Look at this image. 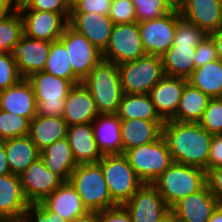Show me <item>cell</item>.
Returning a JSON list of instances; mask_svg holds the SVG:
<instances>
[{"mask_svg":"<svg viewBox=\"0 0 222 222\" xmlns=\"http://www.w3.org/2000/svg\"><path fill=\"white\" fill-rule=\"evenodd\" d=\"M199 123L165 121L161 137L176 163L196 166L208 171L211 138Z\"/></svg>","mask_w":222,"mask_h":222,"instance_id":"cell-1","label":"cell"},{"mask_svg":"<svg viewBox=\"0 0 222 222\" xmlns=\"http://www.w3.org/2000/svg\"><path fill=\"white\" fill-rule=\"evenodd\" d=\"M81 83L92 95L99 114H117L123 91L116 64L102 59Z\"/></svg>","mask_w":222,"mask_h":222,"instance_id":"cell-2","label":"cell"},{"mask_svg":"<svg viewBox=\"0 0 222 222\" xmlns=\"http://www.w3.org/2000/svg\"><path fill=\"white\" fill-rule=\"evenodd\" d=\"M69 182L79 194L84 207L91 214L116 206L98 162L78 164Z\"/></svg>","mask_w":222,"mask_h":222,"instance_id":"cell-3","label":"cell"},{"mask_svg":"<svg viewBox=\"0 0 222 222\" xmlns=\"http://www.w3.org/2000/svg\"><path fill=\"white\" fill-rule=\"evenodd\" d=\"M152 184L171 208L180 199L198 192L206 185V171L174 162Z\"/></svg>","mask_w":222,"mask_h":222,"instance_id":"cell-4","label":"cell"},{"mask_svg":"<svg viewBox=\"0 0 222 222\" xmlns=\"http://www.w3.org/2000/svg\"><path fill=\"white\" fill-rule=\"evenodd\" d=\"M27 79L37 102L36 116L62 117L65 99L75 84L44 71L35 72Z\"/></svg>","mask_w":222,"mask_h":222,"instance_id":"cell-5","label":"cell"},{"mask_svg":"<svg viewBox=\"0 0 222 222\" xmlns=\"http://www.w3.org/2000/svg\"><path fill=\"white\" fill-rule=\"evenodd\" d=\"M118 66L123 93L149 94L165 75L161 56L145 55Z\"/></svg>","mask_w":222,"mask_h":222,"instance_id":"cell-6","label":"cell"},{"mask_svg":"<svg viewBox=\"0 0 222 222\" xmlns=\"http://www.w3.org/2000/svg\"><path fill=\"white\" fill-rule=\"evenodd\" d=\"M116 205H124L144 184L123 154L103 155L98 161Z\"/></svg>","mask_w":222,"mask_h":222,"instance_id":"cell-7","label":"cell"},{"mask_svg":"<svg viewBox=\"0 0 222 222\" xmlns=\"http://www.w3.org/2000/svg\"><path fill=\"white\" fill-rule=\"evenodd\" d=\"M124 155L138 178L147 184H152L174 163L162 137L154 142L132 148L124 152Z\"/></svg>","mask_w":222,"mask_h":222,"instance_id":"cell-8","label":"cell"},{"mask_svg":"<svg viewBox=\"0 0 222 222\" xmlns=\"http://www.w3.org/2000/svg\"><path fill=\"white\" fill-rule=\"evenodd\" d=\"M145 55L138 23L114 24L103 60L119 65Z\"/></svg>","mask_w":222,"mask_h":222,"instance_id":"cell-9","label":"cell"},{"mask_svg":"<svg viewBox=\"0 0 222 222\" xmlns=\"http://www.w3.org/2000/svg\"><path fill=\"white\" fill-rule=\"evenodd\" d=\"M59 40L68 52L73 75L80 82L103 59L102 52L84 35L78 33L69 25L65 27Z\"/></svg>","mask_w":222,"mask_h":222,"instance_id":"cell-10","label":"cell"},{"mask_svg":"<svg viewBox=\"0 0 222 222\" xmlns=\"http://www.w3.org/2000/svg\"><path fill=\"white\" fill-rule=\"evenodd\" d=\"M180 16V11L174 9L158 19L138 23L141 40L147 55L162 56L172 46Z\"/></svg>","mask_w":222,"mask_h":222,"instance_id":"cell-11","label":"cell"},{"mask_svg":"<svg viewBox=\"0 0 222 222\" xmlns=\"http://www.w3.org/2000/svg\"><path fill=\"white\" fill-rule=\"evenodd\" d=\"M19 12L23 21L24 35L32 39L50 42L59 40L70 17V13L39 10H19Z\"/></svg>","mask_w":222,"mask_h":222,"instance_id":"cell-12","label":"cell"},{"mask_svg":"<svg viewBox=\"0 0 222 222\" xmlns=\"http://www.w3.org/2000/svg\"><path fill=\"white\" fill-rule=\"evenodd\" d=\"M19 178L23 193L29 203L42 202L64 183L59 176L46 168L41 157L31 163L19 175Z\"/></svg>","mask_w":222,"mask_h":222,"instance_id":"cell-13","label":"cell"},{"mask_svg":"<svg viewBox=\"0 0 222 222\" xmlns=\"http://www.w3.org/2000/svg\"><path fill=\"white\" fill-rule=\"evenodd\" d=\"M124 206L130 213L131 222H156L170 210L156 187L147 183H144Z\"/></svg>","mask_w":222,"mask_h":222,"instance_id":"cell-14","label":"cell"},{"mask_svg":"<svg viewBox=\"0 0 222 222\" xmlns=\"http://www.w3.org/2000/svg\"><path fill=\"white\" fill-rule=\"evenodd\" d=\"M50 47V41L32 39L26 35L21 37L13 47L11 54L23 78H28L31 74L44 70Z\"/></svg>","mask_w":222,"mask_h":222,"instance_id":"cell-15","label":"cell"},{"mask_svg":"<svg viewBox=\"0 0 222 222\" xmlns=\"http://www.w3.org/2000/svg\"><path fill=\"white\" fill-rule=\"evenodd\" d=\"M218 205L206 184L198 192L180 199L170 209L179 222H208Z\"/></svg>","mask_w":222,"mask_h":222,"instance_id":"cell-16","label":"cell"},{"mask_svg":"<svg viewBox=\"0 0 222 222\" xmlns=\"http://www.w3.org/2000/svg\"><path fill=\"white\" fill-rule=\"evenodd\" d=\"M29 204L18 175L9 173L0 176V219L2 222H22Z\"/></svg>","mask_w":222,"mask_h":222,"instance_id":"cell-17","label":"cell"},{"mask_svg":"<svg viewBox=\"0 0 222 222\" xmlns=\"http://www.w3.org/2000/svg\"><path fill=\"white\" fill-rule=\"evenodd\" d=\"M68 25L103 52L108 45L114 23L109 16L85 12L70 13Z\"/></svg>","mask_w":222,"mask_h":222,"instance_id":"cell-18","label":"cell"},{"mask_svg":"<svg viewBox=\"0 0 222 222\" xmlns=\"http://www.w3.org/2000/svg\"><path fill=\"white\" fill-rule=\"evenodd\" d=\"M179 11L208 35L222 27V0H185Z\"/></svg>","mask_w":222,"mask_h":222,"instance_id":"cell-19","label":"cell"},{"mask_svg":"<svg viewBox=\"0 0 222 222\" xmlns=\"http://www.w3.org/2000/svg\"><path fill=\"white\" fill-rule=\"evenodd\" d=\"M99 112L89 90L82 84H75L65 99L62 118L68 126L92 123Z\"/></svg>","mask_w":222,"mask_h":222,"instance_id":"cell-20","label":"cell"},{"mask_svg":"<svg viewBox=\"0 0 222 222\" xmlns=\"http://www.w3.org/2000/svg\"><path fill=\"white\" fill-rule=\"evenodd\" d=\"M188 80L164 75L150 91L152 103L164 121L171 120L178 108L182 91Z\"/></svg>","mask_w":222,"mask_h":222,"instance_id":"cell-21","label":"cell"},{"mask_svg":"<svg viewBox=\"0 0 222 222\" xmlns=\"http://www.w3.org/2000/svg\"><path fill=\"white\" fill-rule=\"evenodd\" d=\"M37 102L33 87L27 78L7 89L0 91V109L6 112L28 118L36 116Z\"/></svg>","mask_w":222,"mask_h":222,"instance_id":"cell-22","label":"cell"},{"mask_svg":"<svg viewBox=\"0 0 222 222\" xmlns=\"http://www.w3.org/2000/svg\"><path fill=\"white\" fill-rule=\"evenodd\" d=\"M42 203L49 210L59 214L69 222L90 214L70 182H64L59 188L48 195Z\"/></svg>","mask_w":222,"mask_h":222,"instance_id":"cell-23","label":"cell"},{"mask_svg":"<svg viewBox=\"0 0 222 222\" xmlns=\"http://www.w3.org/2000/svg\"><path fill=\"white\" fill-rule=\"evenodd\" d=\"M91 125L102 155L122 154L121 120L117 114H99Z\"/></svg>","mask_w":222,"mask_h":222,"instance_id":"cell-24","label":"cell"},{"mask_svg":"<svg viewBox=\"0 0 222 222\" xmlns=\"http://www.w3.org/2000/svg\"><path fill=\"white\" fill-rule=\"evenodd\" d=\"M165 121L121 120L122 154L132 148L154 142L161 137Z\"/></svg>","mask_w":222,"mask_h":222,"instance_id":"cell-25","label":"cell"},{"mask_svg":"<svg viewBox=\"0 0 222 222\" xmlns=\"http://www.w3.org/2000/svg\"><path fill=\"white\" fill-rule=\"evenodd\" d=\"M67 138L77 164L96 163L102 158L91 123L68 126Z\"/></svg>","mask_w":222,"mask_h":222,"instance_id":"cell-26","label":"cell"},{"mask_svg":"<svg viewBox=\"0 0 222 222\" xmlns=\"http://www.w3.org/2000/svg\"><path fill=\"white\" fill-rule=\"evenodd\" d=\"M40 157L46 168L59 176L64 182H69L70 176L77 167L67 137L40 151Z\"/></svg>","mask_w":222,"mask_h":222,"instance_id":"cell-27","label":"cell"},{"mask_svg":"<svg viewBox=\"0 0 222 222\" xmlns=\"http://www.w3.org/2000/svg\"><path fill=\"white\" fill-rule=\"evenodd\" d=\"M67 123L62 117L35 116L30 121L29 136L39 151L67 137Z\"/></svg>","mask_w":222,"mask_h":222,"instance_id":"cell-28","label":"cell"},{"mask_svg":"<svg viewBox=\"0 0 222 222\" xmlns=\"http://www.w3.org/2000/svg\"><path fill=\"white\" fill-rule=\"evenodd\" d=\"M10 173L20 175L40 157V151L29 135L3 140Z\"/></svg>","mask_w":222,"mask_h":222,"instance_id":"cell-29","label":"cell"},{"mask_svg":"<svg viewBox=\"0 0 222 222\" xmlns=\"http://www.w3.org/2000/svg\"><path fill=\"white\" fill-rule=\"evenodd\" d=\"M195 45H172L162 56L165 75L188 79L195 70Z\"/></svg>","mask_w":222,"mask_h":222,"instance_id":"cell-30","label":"cell"},{"mask_svg":"<svg viewBox=\"0 0 222 222\" xmlns=\"http://www.w3.org/2000/svg\"><path fill=\"white\" fill-rule=\"evenodd\" d=\"M210 99L207 94L187 82L182 91L177 112L171 120L198 123Z\"/></svg>","mask_w":222,"mask_h":222,"instance_id":"cell-31","label":"cell"},{"mask_svg":"<svg viewBox=\"0 0 222 222\" xmlns=\"http://www.w3.org/2000/svg\"><path fill=\"white\" fill-rule=\"evenodd\" d=\"M117 115L120 120L144 119L164 121L158 114L149 94L123 93Z\"/></svg>","mask_w":222,"mask_h":222,"instance_id":"cell-32","label":"cell"},{"mask_svg":"<svg viewBox=\"0 0 222 222\" xmlns=\"http://www.w3.org/2000/svg\"><path fill=\"white\" fill-rule=\"evenodd\" d=\"M187 80L211 99L222 98V60L217 59L196 68Z\"/></svg>","mask_w":222,"mask_h":222,"instance_id":"cell-33","label":"cell"},{"mask_svg":"<svg viewBox=\"0 0 222 222\" xmlns=\"http://www.w3.org/2000/svg\"><path fill=\"white\" fill-rule=\"evenodd\" d=\"M24 35L19 10L0 13V53H11Z\"/></svg>","mask_w":222,"mask_h":222,"instance_id":"cell-34","label":"cell"},{"mask_svg":"<svg viewBox=\"0 0 222 222\" xmlns=\"http://www.w3.org/2000/svg\"><path fill=\"white\" fill-rule=\"evenodd\" d=\"M44 72L56 77L71 80L74 84L81 83L74 75L68 52L60 40L52 41Z\"/></svg>","mask_w":222,"mask_h":222,"instance_id":"cell-35","label":"cell"},{"mask_svg":"<svg viewBox=\"0 0 222 222\" xmlns=\"http://www.w3.org/2000/svg\"><path fill=\"white\" fill-rule=\"evenodd\" d=\"M30 120L0 109V141L29 135Z\"/></svg>","mask_w":222,"mask_h":222,"instance_id":"cell-36","label":"cell"},{"mask_svg":"<svg viewBox=\"0 0 222 222\" xmlns=\"http://www.w3.org/2000/svg\"><path fill=\"white\" fill-rule=\"evenodd\" d=\"M135 7L136 22L158 19L174 9L166 0H131Z\"/></svg>","mask_w":222,"mask_h":222,"instance_id":"cell-37","label":"cell"},{"mask_svg":"<svg viewBox=\"0 0 222 222\" xmlns=\"http://www.w3.org/2000/svg\"><path fill=\"white\" fill-rule=\"evenodd\" d=\"M199 125L211 135L222 134V98L210 99Z\"/></svg>","mask_w":222,"mask_h":222,"instance_id":"cell-38","label":"cell"},{"mask_svg":"<svg viewBox=\"0 0 222 222\" xmlns=\"http://www.w3.org/2000/svg\"><path fill=\"white\" fill-rule=\"evenodd\" d=\"M206 35L207 34L195 24L186 21L180 16L172 45H195L197 47Z\"/></svg>","mask_w":222,"mask_h":222,"instance_id":"cell-39","label":"cell"},{"mask_svg":"<svg viewBox=\"0 0 222 222\" xmlns=\"http://www.w3.org/2000/svg\"><path fill=\"white\" fill-rule=\"evenodd\" d=\"M22 78L12 54L0 53V91L13 86Z\"/></svg>","mask_w":222,"mask_h":222,"instance_id":"cell-40","label":"cell"},{"mask_svg":"<svg viewBox=\"0 0 222 222\" xmlns=\"http://www.w3.org/2000/svg\"><path fill=\"white\" fill-rule=\"evenodd\" d=\"M33 212H32V211ZM34 214V215H32ZM33 217V218H32ZM22 222H69L59 214L49 210L42 202L30 203Z\"/></svg>","mask_w":222,"mask_h":222,"instance_id":"cell-41","label":"cell"},{"mask_svg":"<svg viewBox=\"0 0 222 222\" xmlns=\"http://www.w3.org/2000/svg\"><path fill=\"white\" fill-rule=\"evenodd\" d=\"M109 18L114 24L136 22L135 7L131 0H112Z\"/></svg>","mask_w":222,"mask_h":222,"instance_id":"cell-42","label":"cell"},{"mask_svg":"<svg viewBox=\"0 0 222 222\" xmlns=\"http://www.w3.org/2000/svg\"><path fill=\"white\" fill-rule=\"evenodd\" d=\"M18 10H39L53 13H71L69 0H30Z\"/></svg>","mask_w":222,"mask_h":222,"instance_id":"cell-43","label":"cell"},{"mask_svg":"<svg viewBox=\"0 0 222 222\" xmlns=\"http://www.w3.org/2000/svg\"><path fill=\"white\" fill-rule=\"evenodd\" d=\"M112 0H73L71 13H97L109 16Z\"/></svg>","mask_w":222,"mask_h":222,"instance_id":"cell-44","label":"cell"},{"mask_svg":"<svg viewBox=\"0 0 222 222\" xmlns=\"http://www.w3.org/2000/svg\"><path fill=\"white\" fill-rule=\"evenodd\" d=\"M195 69L218 59L216 45L210 35L201 41L195 51Z\"/></svg>","mask_w":222,"mask_h":222,"instance_id":"cell-45","label":"cell"},{"mask_svg":"<svg viewBox=\"0 0 222 222\" xmlns=\"http://www.w3.org/2000/svg\"><path fill=\"white\" fill-rule=\"evenodd\" d=\"M95 222H131L129 211L124 205L104 209L93 214Z\"/></svg>","mask_w":222,"mask_h":222,"instance_id":"cell-46","label":"cell"},{"mask_svg":"<svg viewBox=\"0 0 222 222\" xmlns=\"http://www.w3.org/2000/svg\"><path fill=\"white\" fill-rule=\"evenodd\" d=\"M206 184L219 205H222V167L209 169L206 172Z\"/></svg>","mask_w":222,"mask_h":222,"instance_id":"cell-47","label":"cell"},{"mask_svg":"<svg viewBox=\"0 0 222 222\" xmlns=\"http://www.w3.org/2000/svg\"><path fill=\"white\" fill-rule=\"evenodd\" d=\"M220 167H222V134L212 136L208 160V170Z\"/></svg>","mask_w":222,"mask_h":222,"instance_id":"cell-48","label":"cell"},{"mask_svg":"<svg viewBox=\"0 0 222 222\" xmlns=\"http://www.w3.org/2000/svg\"><path fill=\"white\" fill-rule=\"evenodd\" d=\"M10 173V167L6 158L5 145L3 141H0V176H4Z\"/></svg>","mask_w":222,"mask_h":222,"instance_id":"cell-49","label":"cell"},{"mask_svg":"<svg viewBox=\"0 0 222 222\" xmlns=\"http://www.w3.org/2000/svg\"><path fill=\"white\" fill-rule=\"evenodd\" d=\"M216 45L218 59L222 60V27L209 34Z\"/></svg>","mask_w":222,"mask_h":222,"instance_id":"cell-50","label":"cell"},{"mask_svg":"<svg viewBox=\"0 0 222 222\" xmlns=\"http://www.w3.org/2000/svg\"><path fill=\"white\" fill-rule=\"evenodd\" d=\"M13 3L15 5H13ZM17 9L18 8L16 7L15 0H0V10L2 12H10V11H14V10H17Z\"/></svg>","mask_w":222,"mask_h":222,"instance_id":"cell-51","label":"cell"},{"mask_svg":"<svg viewBox=\"0 0 222 222\" xmlns=\"http://www.w3.org/2000/svg\"><path fill=\"white\" fill-rule=\"evenodd\" d=\"M208 222H222V205H218Z\"/></svg>","mask_w":222,"mask_h":222,"instance_id":"cell-52","label":"cell"},{"mask_svg":"<svg viewBox=\"0 0 222 222\" xmlns=\"http://www.w3.org/2000/svg\"><path fill=\"white\" fill-rule=\"evenodd\" d=\"M176 217L173 211L170 209L163 217H161L156 222H176Z\"/></svg>","mask_w":222,"mask_h":222,"instance_id":"cell-53","label":"cell"},{"mask_svg":"<svg viewBox=\"0 0 222 222\" xmlns=\"http://www.w3.org/2000/svg\"><path fill=\"white\" fill-rule=\"evenodd\" d=\"M166 1L169 3V5L173 9H177V10H179L185 3V0H166Z\"/></svg>","mask_w":222,"mask_h":222,"instance_id":"cell-54","label":"cell"},{"mask_svg":"<svg viewBox=\"0 0 222 222\" xmlns=\"http://www.w3.org/2000/svg\"><path fill=\"white\" fill-rule=\"evenodd\" d=\"M71 222H95V220H94L93 214L90 213L88 216L76 219V220L71 221Z\"/></svg>","mask_w":222,"mask_h":222,"instance_id":"cell-55","label":"cell"},{"mask_svg":"<svg viewBox=\"0 0 222 222\" xmlns=\"http://www.w3.org/2000/svg\"><path fill=\"white\" fill-rule=\"evenodd\" d=\"M30 0H15L16 7L19 9L22 6H25Z\"/></svg>","mask_w":222,"mask_h":222,"instance_id":"cell-56","label":"cell"}]
</instances>
